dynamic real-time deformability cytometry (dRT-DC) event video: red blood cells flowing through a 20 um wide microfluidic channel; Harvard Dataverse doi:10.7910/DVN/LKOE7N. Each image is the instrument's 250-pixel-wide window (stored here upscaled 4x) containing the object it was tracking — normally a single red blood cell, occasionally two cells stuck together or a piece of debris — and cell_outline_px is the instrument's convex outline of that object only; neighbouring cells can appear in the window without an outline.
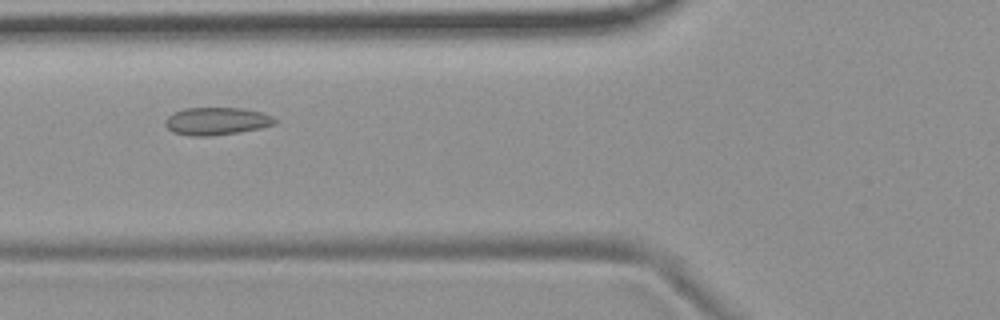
{"species": "common noctule bat (a hibernating species)", "species_latin": "Nyctalus noctula", "temperature_condition": "room temperature", "stored_images_in_passage": 50, "camera_frame_rate_fps": 3000, "um_per_image_px": 0.085, "animal": {"sex": "female", "body_mass_g": 19.9}, "frame": {"image": 1, "passage_image": 16, "time_ms": 5.0, "image_size_px": [1000, 320], "cell_outline_px": [[276, 124], [260, 128], [240, 132], [212, 136], [188, 136], [172, 132], [164, 124], [164, 120], [172, 112], [184, 108], [240, 108], [260, 112], [272, 116], [276, 120]], "centroid_in_image_um": [18.36, 10.3], "position_along_channel_um": 107.4, "area_um2": 17.8}}
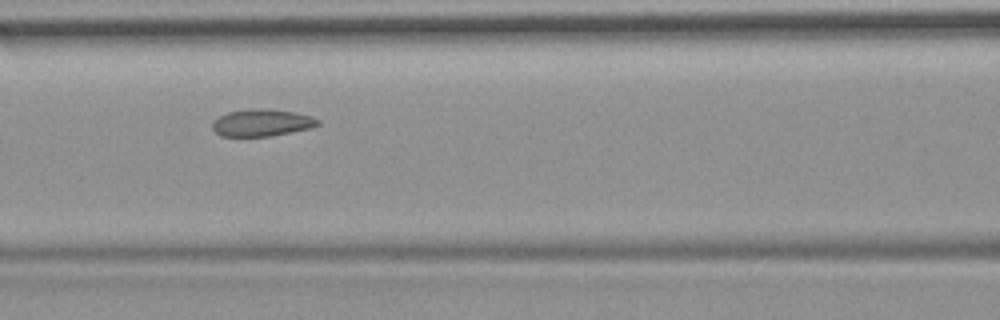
{"frame": {"image": 2, "passage_image": 19, "time_ms": 6.0, "image_size_px": [1000, 320], "cell_outline_px": [[320, 124], [312, 128], [272, 136], [220, 136], [212, 128], [212, 120], [228, 112], [256, 108], [264, 108], [296, 112], [312, 116], [320, 120]], "centroid_in_image_um": [22.28, 10.43], "position_along_channel_um": 144.3, "area_um2": 16.82}}
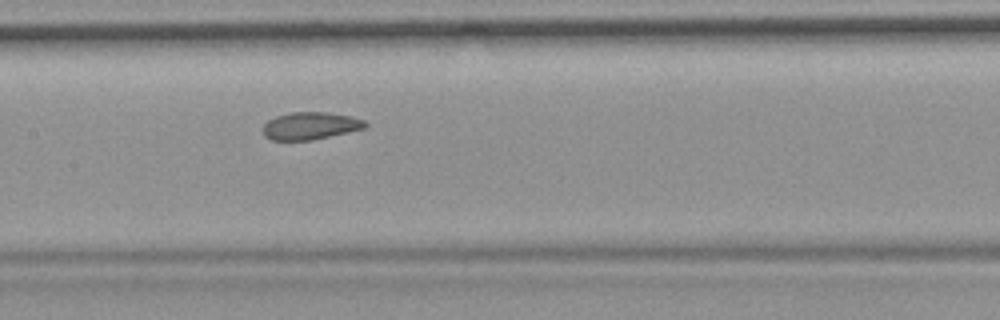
{"frame": {"image": 3, "passage_image": 22, "time_ms": 7.0, "image_size_px": [1000, 320], "cell_outline_px": [[368, 124], [364, 128], [348, 132], [312, 140], [272, 140], [264, 136], [264, 124], [268, 120], [276, 116], [288, 112], [328, 112], [352, 116], [364, 120]], "centroid_in_image_um": [26.38, 10.68], "position_along_channel_um": 181.0, "area_um2": 16.36}, "authors_computed_cell_mechanics": {"area_um2": 17.4556, "velocity_mm_per_s": 3.681, "shape_relaxation_time_tau1_ms": 9.4605, "shape_relaxation_time_tau2_ms": 2.9983, "deformation_change_tau1": 0.1395, "deformation_change_tau2": 0.0596}}